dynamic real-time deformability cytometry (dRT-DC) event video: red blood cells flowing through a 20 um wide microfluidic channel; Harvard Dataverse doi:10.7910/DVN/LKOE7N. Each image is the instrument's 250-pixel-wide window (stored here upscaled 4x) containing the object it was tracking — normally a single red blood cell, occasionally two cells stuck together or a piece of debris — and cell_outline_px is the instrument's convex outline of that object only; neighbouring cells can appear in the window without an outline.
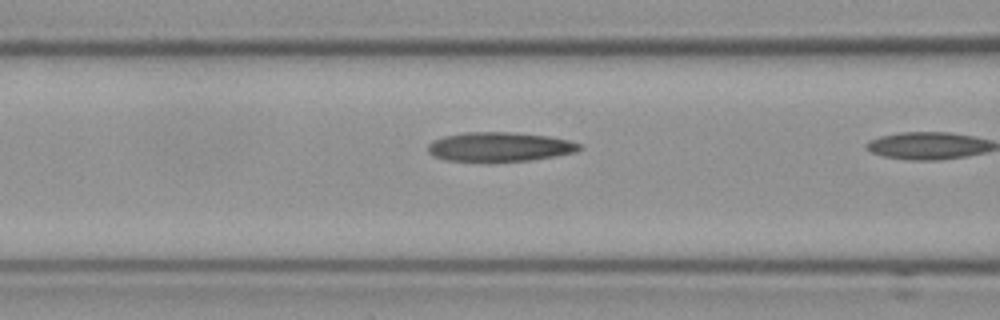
{"species": "Egyptian fruit bat (a non-hibernating species)", "species_latin": "Rousettus aegyptiacus", "temperature_condition": "cold", "stored_images_in_passage": 22, "camera_frame_rate_fps": 3000, "um_per_image_px": 0.085, "frame": {"image": 1, "passage_image": 21, "time_ms": 6.667, "image_size_px": [1000, 320], "cell_outline_px": [[584, 148], [576, 152], [528, 160], [444, 160], [432, 156], [428, 152], [428, 144], [432, 140], [444, 136], [464, 132], [512, 132], [548, 136], [568, 140], [580, 144]], "centroid_in_image_um": [42.44, 12.46], "position_along_channel_um": 124.2, "area_um2": 25.49}}